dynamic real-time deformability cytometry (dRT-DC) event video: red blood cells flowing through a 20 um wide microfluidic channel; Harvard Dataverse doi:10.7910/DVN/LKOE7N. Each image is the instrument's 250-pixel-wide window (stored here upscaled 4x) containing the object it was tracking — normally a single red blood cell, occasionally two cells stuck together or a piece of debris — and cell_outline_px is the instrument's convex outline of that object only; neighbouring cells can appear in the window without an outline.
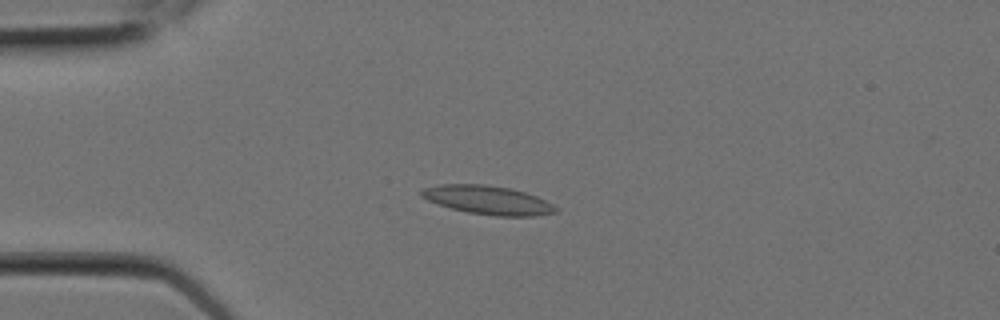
{"species": "Egyptian fruit bat (a non-hibernating species)", "species_latin": "Rousettus aegyptiacus", "temperature_condition": "room temperature", "stored_images_in_passage": 3, "camera_frame_rate_fps": 3000, "um_per_image_px": 0.085, "animal": {"sex": "female"}, "frame": {"image": 1, "passage_image": 1, "time_ms": 0.0, "image_size_px": [1000, 320], "cell_outline_px": [[560, 208], [556, 212], [536, 216], [496, 216], [468, 212], [452, 208], [428, 200], [420, 196], [420, 188], [436, 184], [484, 184], [508, 188], [524, 192], [536, 196]], "centroid_in_image_um": [41.44, 17.0], "position_along_channel_um": 43.6, "area_um2": 22.43}}
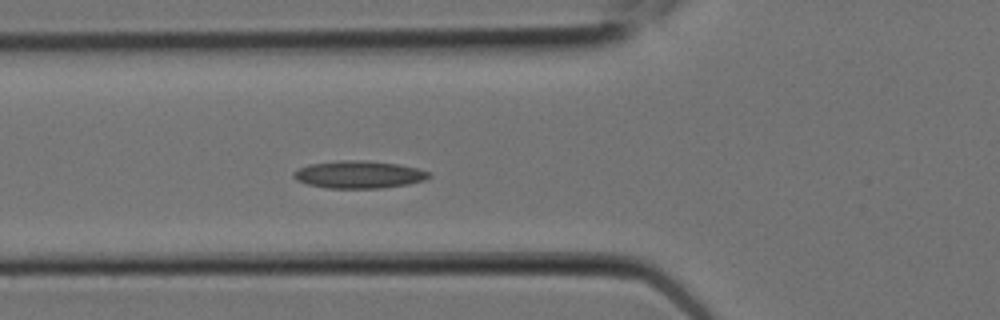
{"frame": {"image": 2, "passage_image": 3, "time_ms": 0.667, "image_size_px": [1000, 320], "cell_outline_px": [[432, 176], [424, 180], [408, 184], [380, 188], [328, 188], [308, 184], [296, 180], [292, 176], [292, 172], [308, 164], [340, 160], [364, 160], [400, 164], [416, 168], [428, 172]], "centroid_in_image_um": [30.48, 14.83], "position_along_channel_um": 95.3, "area_um2": 21.68}}